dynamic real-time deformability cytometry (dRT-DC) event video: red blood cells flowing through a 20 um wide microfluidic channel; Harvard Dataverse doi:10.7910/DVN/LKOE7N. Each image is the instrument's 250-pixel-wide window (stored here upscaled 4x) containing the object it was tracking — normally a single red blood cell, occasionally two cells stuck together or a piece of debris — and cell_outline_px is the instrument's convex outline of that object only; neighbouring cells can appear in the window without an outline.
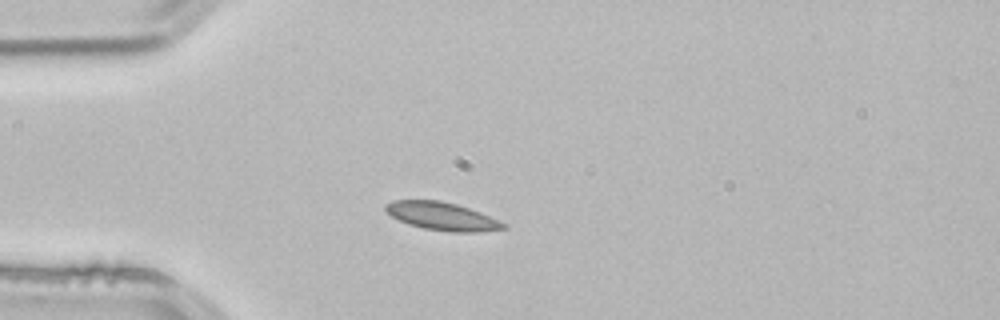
{"species": "common noctule bat (a hibernating species)", "species_latin": "Nyctalus noctula", "temperature_condition": "room temperature", "stored_images_in_passage": 1, "camera_frame_rate_fps": 3000, "um_per_image_px": 0.085, "animal": {"sex": "male", "body_mass_g": 21.5, "forearm_length_mm": 52.0}, "frame": {"image": 1, "passage_image": 1, "time_ms": 0.0, "image_size_px": [1000, 320], "cell_outline_px": [[508, 228], [480, 232], [452, 232], [424, 228], [408, 224], [392, 216], [384, 208], [384, 204], [392, 200], [440, 200], [456, 204], [480, 212], [508, 224]], "centroid_in_image_um": [37.6, 18.38], "position_along_channel_um": 47.4, "area_um2": 19.25}}